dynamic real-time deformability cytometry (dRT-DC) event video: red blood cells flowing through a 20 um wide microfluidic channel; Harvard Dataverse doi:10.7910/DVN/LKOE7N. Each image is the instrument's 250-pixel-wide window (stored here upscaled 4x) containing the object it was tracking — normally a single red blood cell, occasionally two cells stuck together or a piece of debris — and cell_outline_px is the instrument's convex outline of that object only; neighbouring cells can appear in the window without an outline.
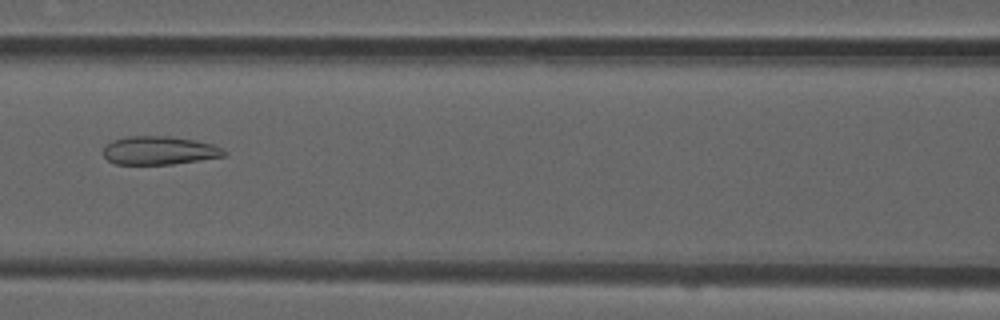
{"species": "common noctule bat (a hibernating species)", "species_latin": "Nyctalus noctula", "temperature_condition": "room temperature", "stored_images_in_passage": 46, "camera_frame_rate_fps": 3000, "um_per_image_px": 0.085, "animal": {"sex": "male", "forearm_length_mm": 52.5}, "frame": {"image": 1, "passage_image": 23, "time_ms": 7.333, "image_size_px": [1000, 320], "cell_outline_px": [[228, 152], [224, 156], [200, 160], [172, 164], [116, 164], [108, 160], [104, 156], [104, 148], [112, 140], [128, 136], [168, 136], [196, 140], [212, 144]], "centroid_in_image_um": [13.54, 12.79], "position_along_channel_um": 153.1, "area_um2": 19.88}}
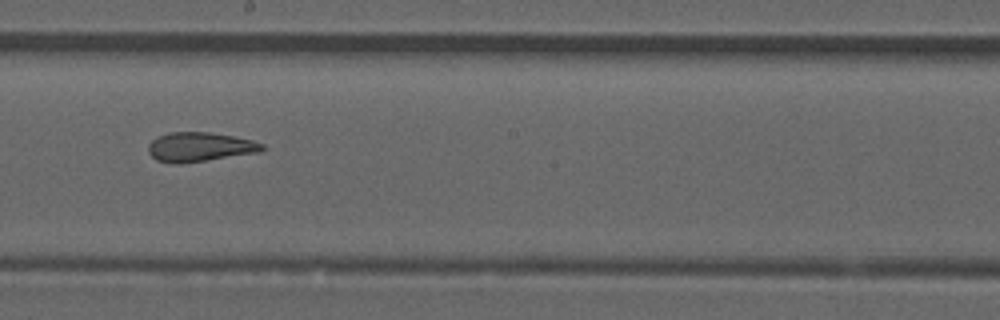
{"frame": {"image": 2, "passage_image": 29, "time_ms": 9.333, "image_size_px": [1000, 320], "cell_outline_px": [[264, 148], [260, 152], [180, 164], [176, 164], [156, 160], [148, 152], [148, 144], [156, 136], [168, 132], [208, 132], [232, 136], [252, 140], [264, 144]], "centroid_in_image_um": [16.94, 12.49], "position_along_channel_um": 231.3, "area_um2": 19.48}}
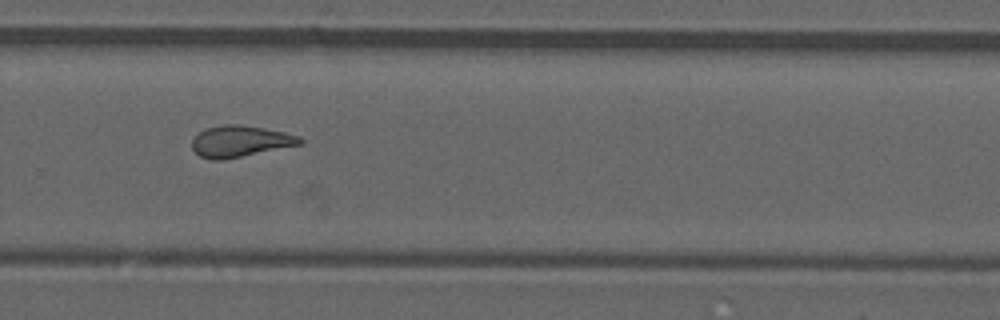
{"frame": {"image": 3, "passage_image": 35, "time_ms": 11.333, "image_size_px": [1000, 320], "cell_outline_px": [[304, 144], [220, 160], [212, 160], [200, 156], [192, 148], [192, 140], [204, 128], [224, 124], [236, 124], [284, 132], [300, 136], [304, 140]], "centroid_in_image_um": [20.43, 12.01], "position_along_channel_um": 309.4, "area_um2": 19.54}, "authors_computed_cell_mechanics": {"area_um2": 20.0277, "velocity_mm_per_s": 3.9245, "shape_relaxation_time_tau1_ms": null, "shape_relaxation_time_tau2_ms": 2.5207, "deformation_change_tau1": null, "deformation_change_tau2": 0.1172}}